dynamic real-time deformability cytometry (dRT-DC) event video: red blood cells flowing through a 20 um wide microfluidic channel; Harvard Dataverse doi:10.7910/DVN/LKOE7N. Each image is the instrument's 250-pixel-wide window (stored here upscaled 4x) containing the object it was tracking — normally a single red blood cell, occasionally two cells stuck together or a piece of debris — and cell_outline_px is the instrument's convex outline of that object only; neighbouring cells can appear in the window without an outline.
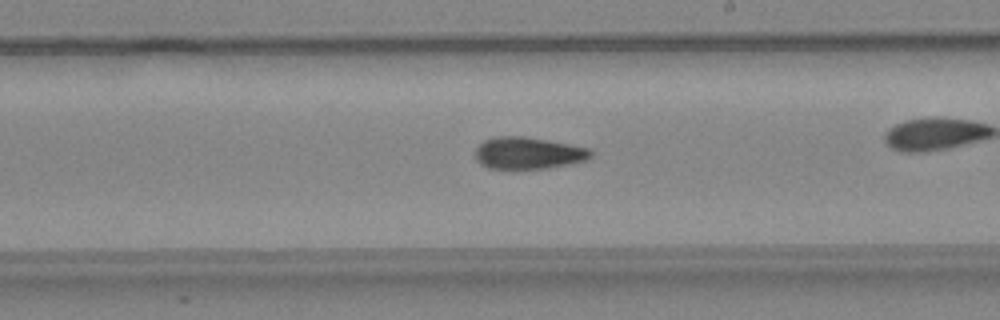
{"species": "common noctule bat (a hibernating species)", "species_latin": "Nyctalus noctula", "temperature_condition": "warm", "stored_images_in_passage": 37, "camera_frame_rate_fps": 3000, "um_per_image_px": 0.085, "animal": {"sex": "female", "body_mass_g": 24.6, "forearm_length_mm": 56.2}, "frame": {"image": 1, "passage_image": 27, "time_ms": 8.667, "image_size_px": [1000, 320], "cell_outline_px": [[592, 156], [584, 160], [568, 164], [548, 168], [512, 172], [488, 168], [480, 164], [476, 160], [476, 148], [484, 140], [496, 136], [524, 136], [548, 140], [592, 148]], "centroid_in_image_um": [44.86, 13.05], "position_along_channel_um": 244.1, "area_um2": 22.31}}